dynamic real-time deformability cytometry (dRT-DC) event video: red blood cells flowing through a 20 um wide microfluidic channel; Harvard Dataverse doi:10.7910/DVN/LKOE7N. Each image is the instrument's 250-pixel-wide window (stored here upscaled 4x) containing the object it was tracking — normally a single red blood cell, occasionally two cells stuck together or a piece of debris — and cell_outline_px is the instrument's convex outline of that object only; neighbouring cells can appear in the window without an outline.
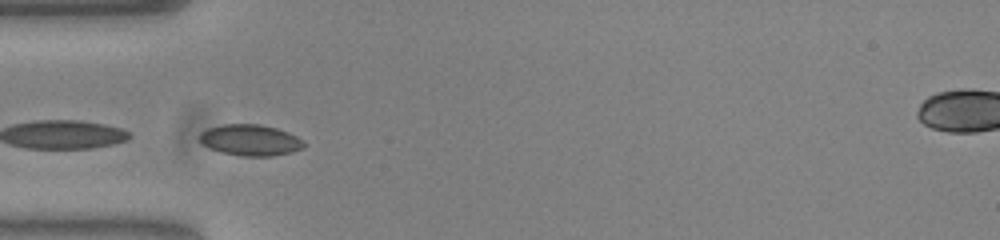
{"species": "common noctule bat (a hibernating species)", "species_latin": "Nyctalus noctula", "temperature_condition": "warm", "stored_images_in_passage": 44, "camera_frame_rate_fps": 3000, "um_per_image_px": 0.085, "animal": {"sex": "female", "body_mass_g": 23.0, "forearm_length_mm": 53.4}, "frame": {"image": 1, "passage_image": 7, "time_ms": 2.0, "image_size_px": [1000, 240], "cell_outline_px": [[308, 144], [304, 148], [292, 152], [272, 156], [240, 156], [220, 152], [204, 144], [196, 136], [200, 132], [208, 128], [220, 124], [260, 124], [276, 128], [288, 132], [304, 140]], "centroid_in_image_um": [21.3, 11.9], "position_along_channel_um": 63.7, "area_um2": 19.19}}
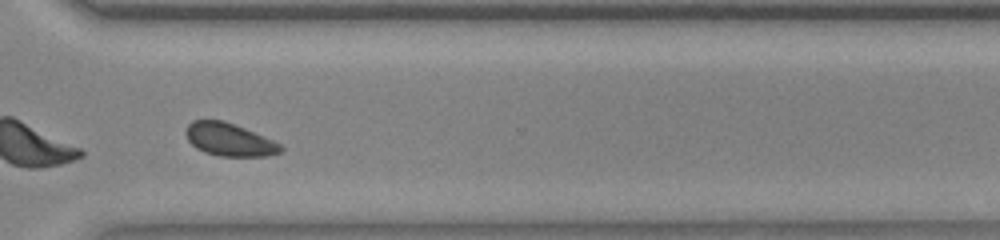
{"frame": {"image": 2, "passage_image": 30, "time_ms": 9.667, "image_size_px": [1000, 240], "cell_outline_px": [[284, 148], [280, 152], [268, 156], [220, 156], [204, 152], [196, 148], [188, 140], [184, 132], [188, 124], [192, 120], [224, 120], [264, 136], [280, 144]], "centroid_in_image_um": [19.47, 11.86], "position_along_channel_um": 351.1, "area_um2": 18.15}}
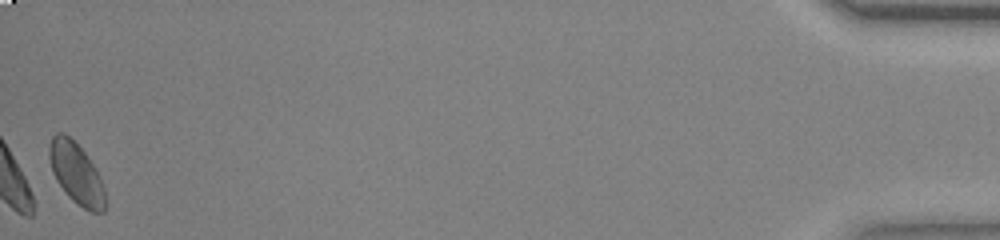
{"frame": {"image": 3, "passage_image": 44, "time_ms": 14.333, "image_size_px": [1000, 240], "cell_outline_px": [[104, 212], [92, 212], [84, 208], [72, 200], [68, 196], [56, 180], [52, 172], [48, 156], [48, 148], [52, 136], [56, 132], [64, 132], [84, 152], [92, 164], [104, 188]], "centroid_in_image_um": [6.43, 14.72], "position_along_channel_um": 428.8, "area_um2": 19.54}}